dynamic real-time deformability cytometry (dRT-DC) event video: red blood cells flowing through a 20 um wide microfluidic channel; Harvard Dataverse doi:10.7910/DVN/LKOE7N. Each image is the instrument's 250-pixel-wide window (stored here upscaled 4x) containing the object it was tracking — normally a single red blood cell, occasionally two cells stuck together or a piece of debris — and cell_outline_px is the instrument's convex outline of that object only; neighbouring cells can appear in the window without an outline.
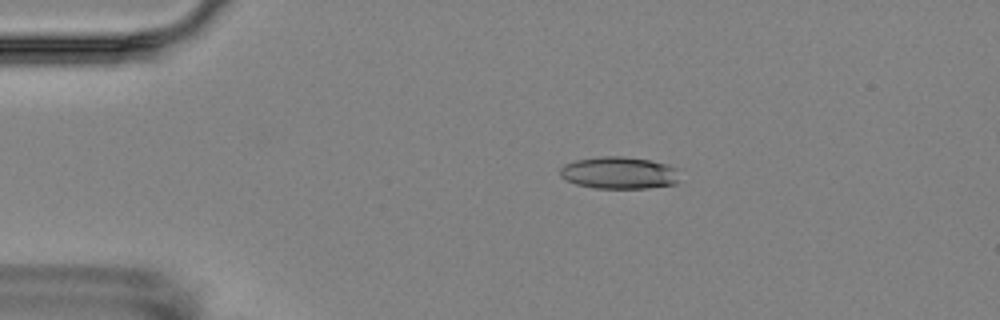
{"species": "Egyptian fruit bat (a non-hibernating species)", "species_latin": "Rousettus aegyptiacus", "temperature_condition": "room temperature", "stored_images_in_passage": 6, "segment_of_instrument_passage": [1, 2], "camera_frame_rate_fps": 3000, "um_per_image_px": 0.085, "animal": {"sex": "female"}, "frame": {"image": 1, "passage_image": 2, "time_ms": 1.0, "image_size_px": [1000, 320], "cell_outline_px": [[680, 180], [676, 184], [648, 188], [596, 188], [576, 184], [560, 176], [560, 168], [564, 164], [576, 160], [600, 156], [620, 156], [648, 160], [668, 164], [672, 168]], "centroid_in_image_um": [52.59, 14.69], "position_along_channel_um": 32.4, "area_um2": 22.2}}
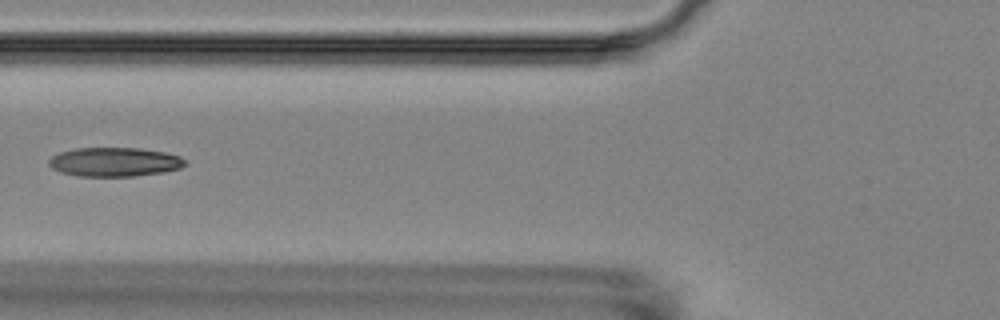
{"frame": {"image": 2, "passage_image": 5, "time_ms": 4.667, "image_size_px": [1000, 320], "cell_outline_px": [[188, 164], [180, 168], [164, 172], [132, 176], [76, 176], [60, 172], [52, 168], [48, 164], [48, 160], [52, 156], [60, 152], [76, 148], [140, 148], [164, 152], [180, 156]], "centroid_in_image_um": [9.72, 13.77], "position_along_channel_um": 116.1, "area_um2": 23.12}}